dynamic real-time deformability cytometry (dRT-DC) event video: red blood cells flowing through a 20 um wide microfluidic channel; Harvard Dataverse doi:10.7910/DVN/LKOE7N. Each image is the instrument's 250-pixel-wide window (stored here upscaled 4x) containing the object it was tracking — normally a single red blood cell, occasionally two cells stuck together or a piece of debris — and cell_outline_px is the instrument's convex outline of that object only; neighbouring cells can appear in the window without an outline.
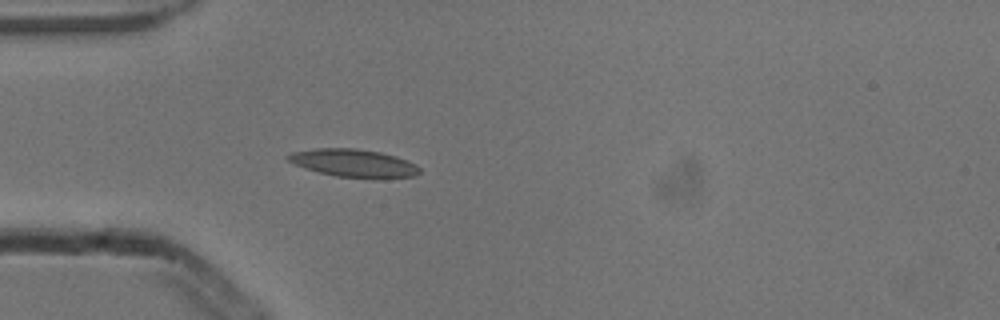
{"species": "common noctule bat (a hibernating species)", "species_latin": "Nyctalus noctula", "temperature_condition": "cold", "stored_images_in_passage": 1, "camera_frame_rate_fps": 3000, "um_per_image_px": 0.085, "animal": {"sex": "male", "body_mass_g": 13.3}, "frame": {"image": 1, "passage_image": 1, "time_ms": 0.0, "image_size_px": [1000, 320], "cell_outline_px": [[420, 172], [416, 176], [384, 180], [372, 180], [336, 176], [304, 168], [288, 160], [284, 156], [292, 152], [316, 148], [356, 148], [380, 152], [396, 156], [416, 164], [420, 168]], "centroid_in_image_um": [30.13, 13.89], "position_along_channel_um": 54.9, "area_um2": 21.96}}